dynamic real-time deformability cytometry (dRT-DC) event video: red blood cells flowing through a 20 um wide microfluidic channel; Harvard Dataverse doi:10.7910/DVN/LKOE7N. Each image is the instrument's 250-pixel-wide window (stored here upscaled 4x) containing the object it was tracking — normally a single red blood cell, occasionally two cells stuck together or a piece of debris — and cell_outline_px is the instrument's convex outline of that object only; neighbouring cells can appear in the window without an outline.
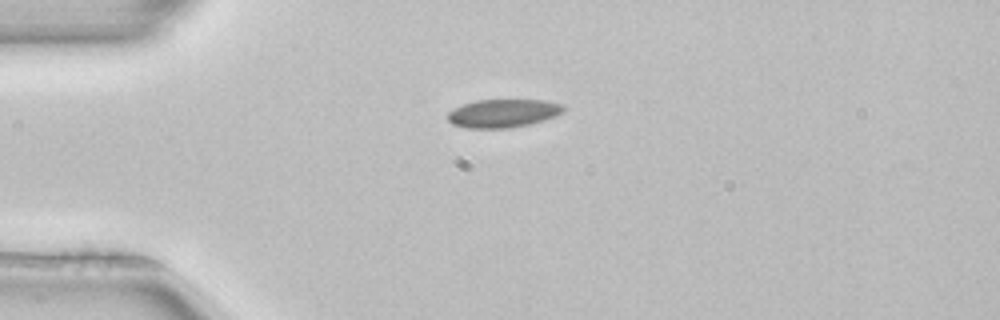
{"species": "common noctule bat (a hibernating species)", "species_latin": "Nyctalus noctula", "temperature_condition": "room temperature", "stored_images_in_passage": 40, "camera_frame_rate_fps": 3000, "um_per_image_px": 0.085, "animal": {"sex": "female", "body_mass_g": 22.7, "forearm_length_mm": 54.2}, "frame": {"image": 1, "passage_image": 1, "time_ms": 0.0, "image_size_px": [1000, 320], "cell_outline_px": [[564, 112], [556, 116], [528, 124], [508, 128], [468, 128], [452, 124], [448, 120], [448, 112], [464, 104], [476, 100], [544, 100], [564, 104]], "centroid_in_image_um": [42.79, 9.62], "position_along_channel_um": 42.2, "area_um2": 18.96}}